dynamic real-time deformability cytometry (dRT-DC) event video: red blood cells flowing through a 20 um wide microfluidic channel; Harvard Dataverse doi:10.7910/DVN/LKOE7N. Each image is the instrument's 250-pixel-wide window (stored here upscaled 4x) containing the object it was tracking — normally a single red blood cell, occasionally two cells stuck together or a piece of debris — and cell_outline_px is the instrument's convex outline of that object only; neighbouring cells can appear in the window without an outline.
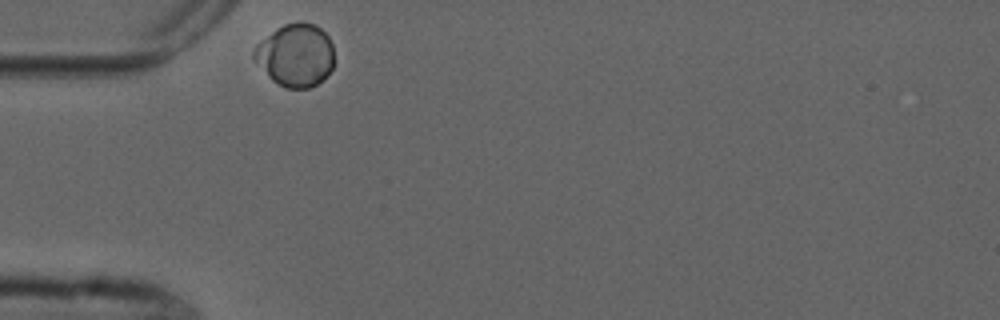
{"species": "common noctule bat (a hibernating species)", "species_latin": "Nyctalus noctula", "temperature_condition": "cold", "stored_images_in_passage": 8, "camera_frame_rate_fps": 3000, "um_per_image_px": 0.085, "animal": {"sex": "male", "forearm_length_mm": 52.5}, "frame": {"image": 1, "passage_image": 1, "time_ms": 0.0, "image_size_px": [1000, 320], "cell_outline_px": [[332, 68], [316, 84], [308, 88], [288, 88], [272, 80], [252, 56], [252, 52], [256, 44], [276, 28], [284, 24], [300, 20], [316, 24], [328, 36], [332, 44]], "centroid_in_image_um": [25.1, 4.64], "position_along_channel_um": 59.9, "area_um2": 29.07}}
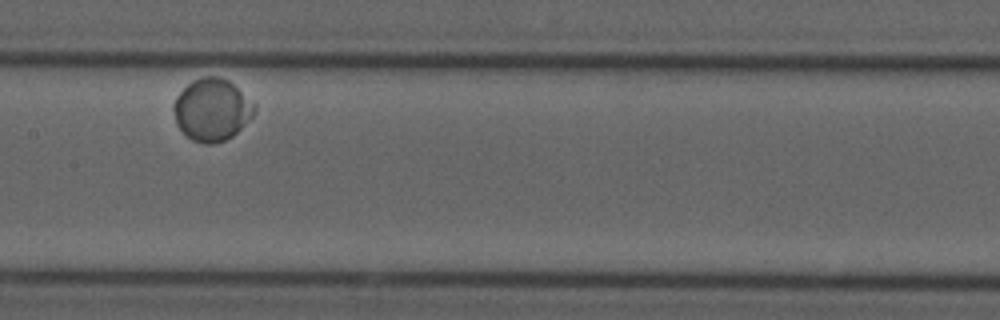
{"frame": {"image": 2, "passage_image": 5, "time_ms": 4.667, "image_size_px": [1000, 320], "cell_outline_px": [[256, 108], [252, 116], [232, 136], [224, 140], [212, 144], [204, 144], [192, 140], [176, 124], [172, 108], [172, 104], [176, 96], [192, 80], [204, 76], [220, 76], [228, 80], [256, 104]], "centroid_in_image_um": [17.99, 9.31], "position_along_channel_um": 189.4, "area_um2": 29.25}}
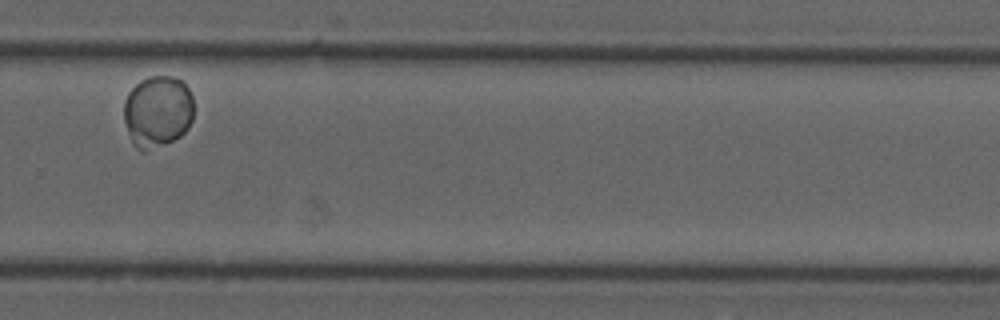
{"frame": {"image": 3, "passage_image": 8, "time_ms": 8.667, "image_size_px": [1000, 320], "cell_outline_px": [[192, 120], [188, 128], [180, 136], [172, 140], [144, 152], [140, 152], [132, 144], [124, 120], [124, 100], [128, 92], [140, 80], [148, 76], [172, 76], [180, 80], [188, 88], [192, 96]], "centroid_in_image_um": [13.36, 9.47], "position_along_channel_um": 316.4, "area_um2": 29.36}}